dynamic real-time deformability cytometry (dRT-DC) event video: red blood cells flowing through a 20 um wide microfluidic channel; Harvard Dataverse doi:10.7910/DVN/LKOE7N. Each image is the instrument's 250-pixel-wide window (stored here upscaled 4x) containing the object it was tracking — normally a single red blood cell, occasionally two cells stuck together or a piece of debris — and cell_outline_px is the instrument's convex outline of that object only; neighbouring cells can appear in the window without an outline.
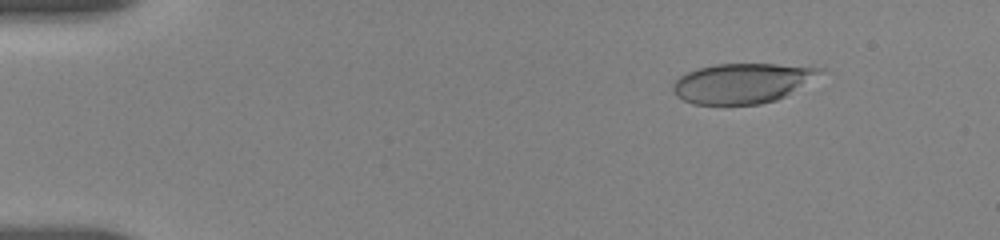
{"species": "human", "species_latin": "Homo sapiens", "temperature_condition": "room temperature", "stored_images_in_passage": 11, "camera_frame_rate_fps": 3000, "um_per_image_px": 0.085, "donor": {"sex": "female"}, "frame": {"image": 1, "passage_image": 3, "time_ms": 2.0, "image_size_px": [1000, 240], "cell_outline_px": [[824, 68], [820, 72], [784, 96], [776, 100], [760, 104], [692, 104], [676, 96], [672, 88], [672, 84], [680, 76], [696, 68], [716, 64], [776, 64]], "centroid_in_image_um": [62.98, 7.07], "position_along_channel_um": 22.0, "area_um2": 33.52}}
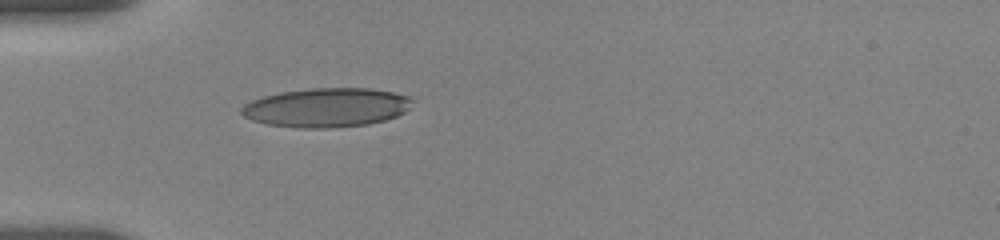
{"frame": {"image": 2, "passage_image": 9, "time_ms": 5.333, "image_size_px": [1000, 240], "cell_outline_px": [[416, 100], [404, 112], [396, 116], [384, 120], [368, 124], [328, 128], [300, 128], [264, 124], [252, 120], [244, 116], [240, 112], [240, 108], [244, 104], [252, 100], [264, 96], [280, 92], [312, 88], [368, 88], [392, 92], [408, 96]], "centroid_in_image_um": [27.74, 9.14], "position_along_channel_um": 57.3, "area_um2": 39.02}}